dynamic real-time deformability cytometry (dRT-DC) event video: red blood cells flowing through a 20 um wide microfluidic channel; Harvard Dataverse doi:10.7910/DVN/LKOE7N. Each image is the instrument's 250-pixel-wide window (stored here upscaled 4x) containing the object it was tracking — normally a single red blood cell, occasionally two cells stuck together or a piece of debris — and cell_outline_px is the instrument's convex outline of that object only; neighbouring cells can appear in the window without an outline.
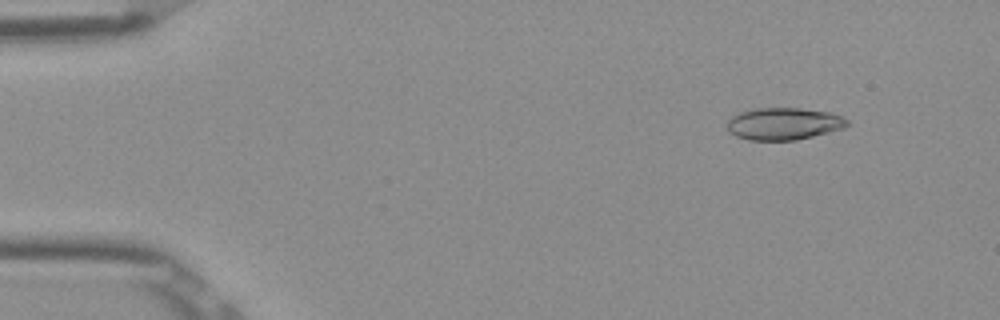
{"species": "Egyptian fruit bat (a non-hibernating species)", "species_latin": "Rousettus aegyptiacus", "temperature_condition": "room temperature", "stored_images_in_passage": 50, "camera_frame_rate_fps": 3000, "um_per_image_px": 0.085, "frame": {"image": 1, "passage_image": 3, "time_ms": 0.667, "image_size_px": [1000, 320], "cell_outline_px": [[848, 124], [844, 128], [796, 140], [748, 140], [736, 136], [728, 132], [728, 120], [732, 116], [740, 112], [756, 108], [800, 108], [832, 112], [848, 120]], "centroid_in_image_um": [66.61, 10.51], "position_along_channel_um": 18.4, "area_um2": 22.48}}
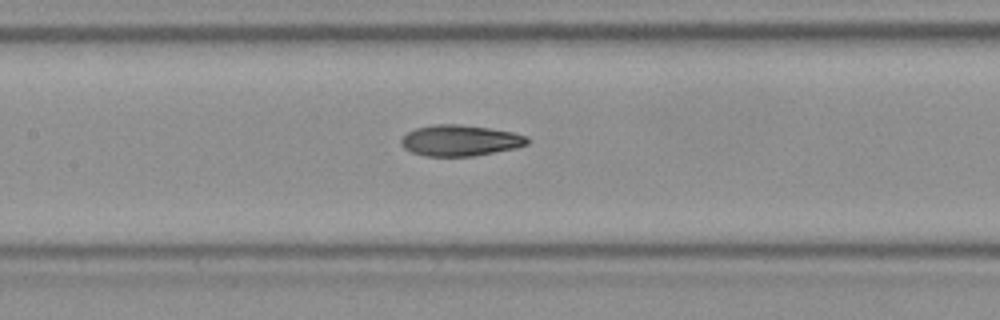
{"frame": {"image": 2, "passage_image": 22, "time_ms": 7.0, "image_size_px": [1000, 320], "cell_outline_px": [[532, 140], [528, 144], [516, 148], [472, 156], [424, 156], [412, 152], [404, 148], [400, 144], [400, 140], [408, 132], [416, 128], [432, 124], [460, 124], [488, 128], [512, 132], [528, 136]], "centroid_in_image_um": [39.12, 11.94], "position_along_channel_um": 168.3, "area_um2": 22.89}}
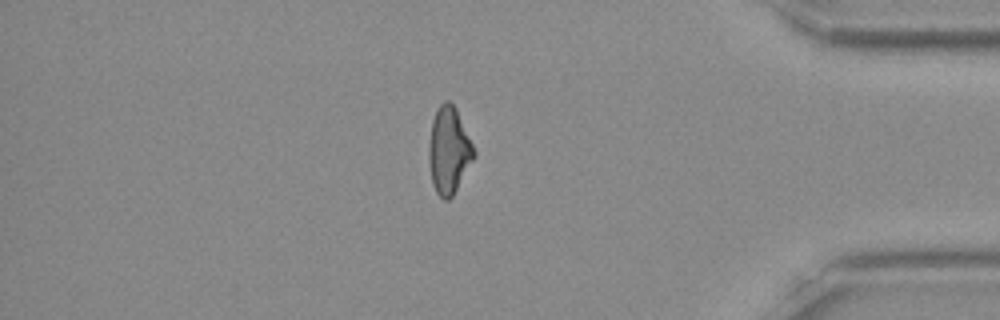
{"frame": {"image": 3, "passage_image": 42, "time_ms": 13.667, "image_size_px": [1000, 320], "cell_outline_px": [[476, 156], [452, 196], [448, 200], [444, 200], [436, 192], [432, 184], [428, 160], [428, 144], [432, 120], [440, 104], [444, 100], [448, 100], [456, 108], [476, 152]], "centroid_in_image_um": [38.14, 12.79], "position_along_channel_um": 397.1, "area_um2": 22.83}, "authors_computed_cell_mechanics": {"area_um2": 22.6576, "velocity_mm_per_s": 3.9054, "shape_relaxation_time_tau1_ms": null, "shape_relaxation_time_tau2_ms": 2.73, "deformation_change_tau1": null, "deformation_change_tau2": 0.0986}}